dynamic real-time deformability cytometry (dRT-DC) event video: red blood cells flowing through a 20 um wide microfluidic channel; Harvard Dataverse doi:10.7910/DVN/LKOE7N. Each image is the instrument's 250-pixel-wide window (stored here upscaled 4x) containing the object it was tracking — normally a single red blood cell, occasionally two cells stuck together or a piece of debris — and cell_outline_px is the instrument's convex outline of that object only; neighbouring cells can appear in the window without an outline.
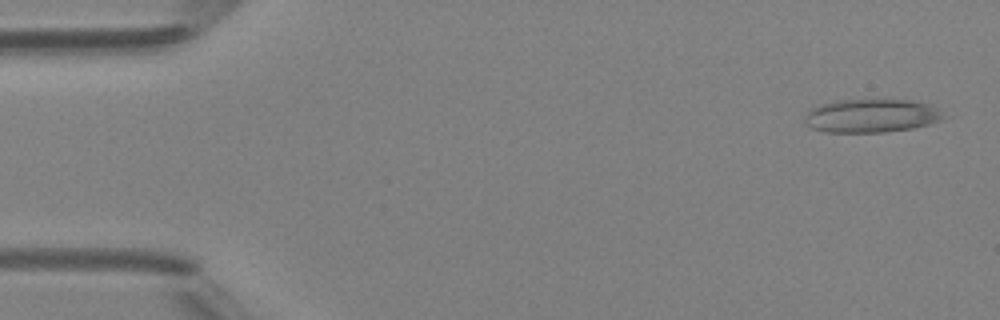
{"species": "Egyptian fruit bat (a non-hibernating species)", "species_latin": "Rousettus aegyptiacus", "temperature_condition": "room temperature", "stored_images_in_passage": 5, "camera_frame_rate_fps": 3000, "um_per_image_px": 0.085, "animal": {"sex": "female"}, "frame": {"image": 1, "passage_image": 1, "time_ms": 0.0, "image_size_px": [1000, 320], "cell_outline_px": [[940, 120], [928, 124], [912, 128], [884, 132], [828, 132], [812, 128], [804, 120], [804, 116], [812, 108], [820, 104], [836, 100], [920, 100], [936, 108], [940, 116]], "centroid_in_image_um": [74.02, 9.83], "position_along_channel_um": 11.0, "area_um2": 26.7}}
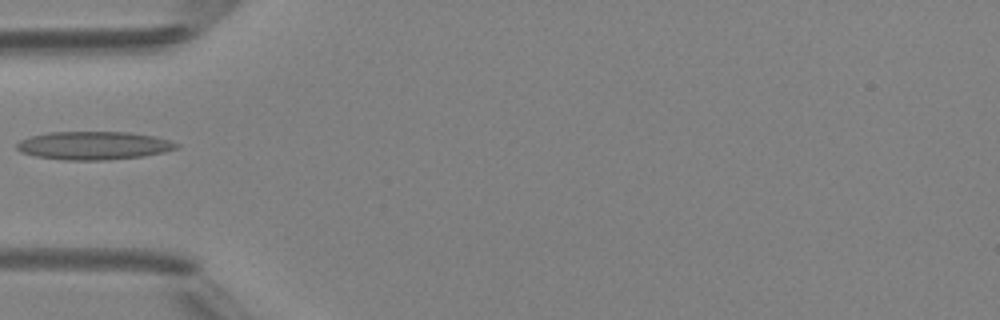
{"frame": {"image": 2, "passage_image": 5, "time_ms": 4.667, "image_size_px": [1000, 320], "cell_outline_px": [[180, 148], [164, 152], [144, 156], [108, 160], [64, 160], [36, 156], [20, 152], [16, 148], [16, 144], [20, 140], [32, 136], [48, 132], [128, 132], [156, 136], [180, 144]], "centroid_in_image_um": [7.99, 12.37], "position_along_channel_um": 77.0, "area_um2": 26.41}}